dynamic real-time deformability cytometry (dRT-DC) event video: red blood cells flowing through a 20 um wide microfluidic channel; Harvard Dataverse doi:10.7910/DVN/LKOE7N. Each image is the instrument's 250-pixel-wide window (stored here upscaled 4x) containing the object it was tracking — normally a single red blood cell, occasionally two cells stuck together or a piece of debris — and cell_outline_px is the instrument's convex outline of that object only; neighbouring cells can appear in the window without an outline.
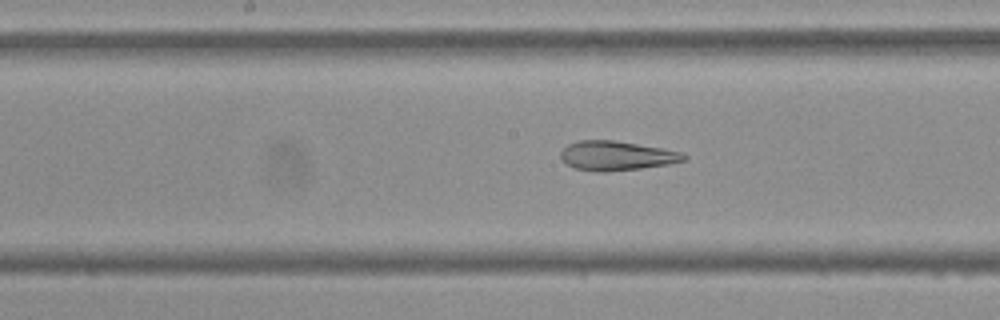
{"species": "Egyptian fruit bat (a non-hibernating species)", "species_latin": "Rousettus aegyptiacus", "temperature_condition": "cold", "stored_images_in_passage": 54, "camera_frame_rate_fps": 3000, "um_per_image_px": 0.085, "frame": {"image": 1, "passage_image": 27, "time_ms": 8.667, "image_size_px": [1000, 320], "cell_outline_px": [[688, 156], [684, 160], [668, 164], [640, 168], [604, 172], [596, 172], [572, 168], [560, 160], [560, 152], [568, 144], [580, 140], [612, 140], [660, 148], [680, 152]], "centroid_in_image_um": [52.32, 13.25], "position_along_channel_um": 195.9, "area_um2": 20.98}}
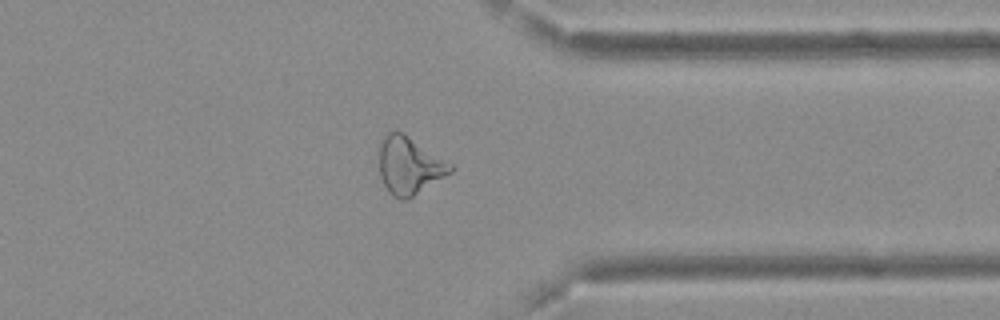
{"frame": {"image": 2, "passage_image": 42, "time_ms": 13.667, "image_size_px": [1000, 320], "cell_outline_px": [[452, 172], [408, 200], [400, 200], [392, 196], [388, 192], [380, 176], [380, 140], [388, 132], [400, 132], [452, 164]], "centroid_in_image_um": [34.77, 14.13], "position_along_channel_um": 376.6, "area_um2": 23.47}}
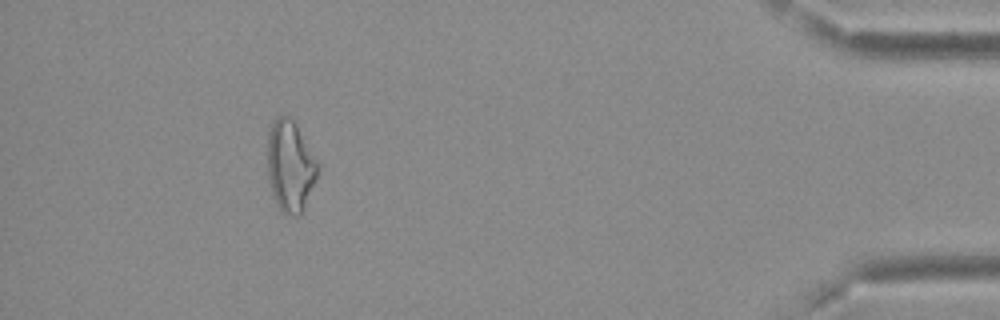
{"frame": {"image": 3, "passage_image": 49, "time_ms": 16.0, "image_size_px": [1000, 320], "cell_outline_px": [[320, 172], [300, 216], [288, 216], [280, 212], [272, 192], [268, 176], [268, 132], [276, 116], [288, 116], [296, 124], [320, 164]], "centroid_in_image_um": [24.7, 14.15], "position_along_channel_um": 410.5, "area_um2": 26.99}, "authors_computed_cell_mechanics": {"area_um2": 25.5187, "velocity_mm_per_s": 3.735, "shape_relaxation_time_tau1_ms": null, "shape_relaxation_time_tau2_ms": 2.7142, "deformation_change_tau1": null, "deformation_change_tau2": 0.0967}}